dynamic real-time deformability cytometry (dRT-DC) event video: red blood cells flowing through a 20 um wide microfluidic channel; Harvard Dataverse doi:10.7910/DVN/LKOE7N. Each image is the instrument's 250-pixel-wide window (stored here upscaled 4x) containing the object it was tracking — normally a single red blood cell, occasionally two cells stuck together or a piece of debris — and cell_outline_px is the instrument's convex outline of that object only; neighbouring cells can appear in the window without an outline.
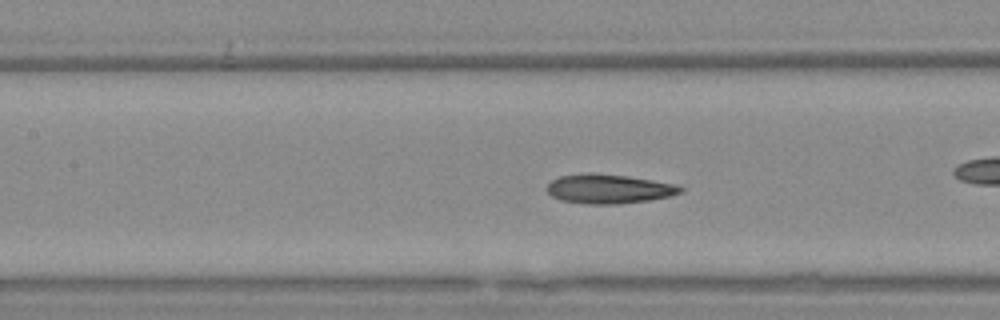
{"species": "Egyptian fruit bat (a non-hibernating species)", "species_latin": "Rousettus aegyptiacus", "temperature_condition": "warm", "stored_images_in_passage": 56, "camera_frame_rate_fps": 3000, "um_per_image_px": 0.085, "animal": {"sex": "female"}, "frame": {"image": 1, "passage_image": 25, "time_ms": 8.0, "image_size_px": [1000, 320], "cell_outline_px": [[684, 192], [668, 196], [648, 200], [620, 204], [584, 204], [560, 200], [552, 196], [544, 188], [552, 180], [560, 176], [588, 172], [592, 172], [628, 176], [652, 180], [672, 184], [684, 188]], "centroid_in_image_um": [51.7, 16.05], "position_along_channel_um": 155.7, "area_um2": 22.89}}
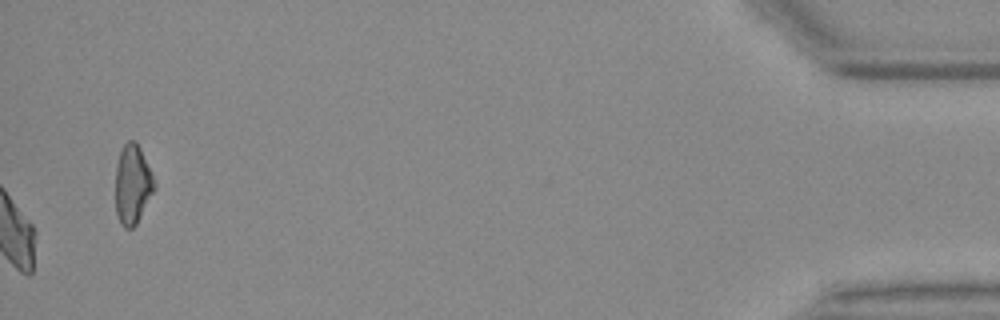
{"frame": {"image": 2, "passage_image": 56, "time_ms": 18.333, "image_size_px": [1000, 320], "cell_outline_px": [[156, 188], [136, 224], [132, 228], [124, 228], [120, 224], [116, 212], [116, 164], [120, 152], [124, 144], [128, 140], [136, 140], [140, 148], [156, 184]], "centroid_in_image_um": [11.26, 15.68], "position_along_channel_um": 423.9, "area_um2": 17.92}, "authors_computed_cell_mechanics": {"area_um2": 22.6865, "velocity_mm_per_s": 3.7068, "shape_relaxation_time_tau1_ms": null, "shape_relaxation_time_tau2_ms": 3.868, "deformation_change_tau1": null, "deformation_change_tau2": 0.0959}}